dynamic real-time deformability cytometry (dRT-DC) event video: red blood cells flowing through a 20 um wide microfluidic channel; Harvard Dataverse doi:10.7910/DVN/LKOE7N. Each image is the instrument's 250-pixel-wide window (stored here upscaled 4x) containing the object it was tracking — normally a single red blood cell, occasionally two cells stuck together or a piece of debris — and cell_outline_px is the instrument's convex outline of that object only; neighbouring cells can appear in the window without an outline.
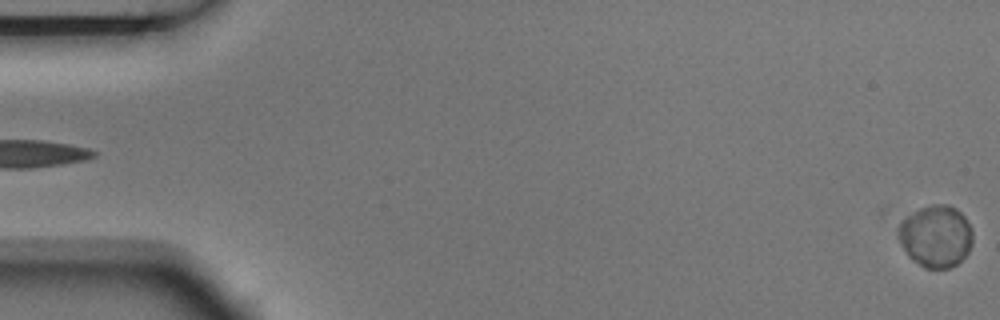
{"species": "Egyptian fruit bat (a non-hibernating species)", "species_latin": "Rousettus aegyptiacus", "temperature_condition": "room temperature", "stored_images_in_passage": 6, "segment_of_instrument_passage": [2, 2], "camera_frame_rate_fps": 3000, "um_per_image_px": 0.085, "animal": {"sex": "male"}, "frame": {"image": 1, "passage_image": 6, "time_ms": 1.667, "image_size_px": [1000, 320], "cell_outline_px": [[972, 244], [968, 252], [956, 264], [948, 268], [924, 268], [912, 260], [908, 256], [900, 240], [896, 228], [908, 216], [920, 208], [932, 204], [948, 204], [956, 208], [964, 216], [972, 228]], "centroid_in_image_um": [79.56, 20.07], "position_along_channel_um": 5.4, "area_um2": 26.76}}